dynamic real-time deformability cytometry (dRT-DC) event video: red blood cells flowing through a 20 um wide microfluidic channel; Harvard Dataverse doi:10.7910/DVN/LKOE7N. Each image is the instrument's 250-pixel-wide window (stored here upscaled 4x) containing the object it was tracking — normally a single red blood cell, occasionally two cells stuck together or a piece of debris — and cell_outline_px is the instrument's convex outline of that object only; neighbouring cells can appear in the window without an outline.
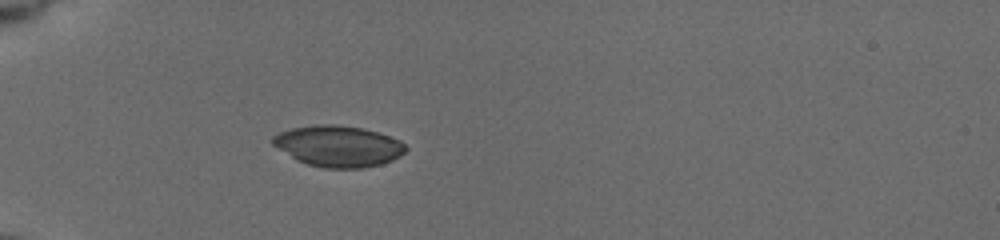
{"species": "common noctule bat (a hibernating species)", "species_latin": "Nyctalus noctula", "temperature_condition": "cold", "stored_images_in_passage": 38, "camera_frame_rate_fps": 3000, "um_per_image_px": 0.085, "animal": {"sex": "female", "body_mass_g": 19.5, "forearm_length_mm": 54.1}, "frame": {"image": 1, "passage_image": 1, "time_ms": 0.0, "image_size_px": [1000, 240], "cell_outline_px": [[408, 148], [400, 156], [392, 160], [380, 164], [364, 168], [324, 168], [308, 164], [296, 160], [272, 144], [272, 136], [280, 132], [292, 128], [316, 124], [332, 124], [360, 128], [376, 132], [400, 140]], "centroid_in_image_um": [28.74, 12.43], "position_along_channel_um": 56.3, "area_um2": 31.67}}
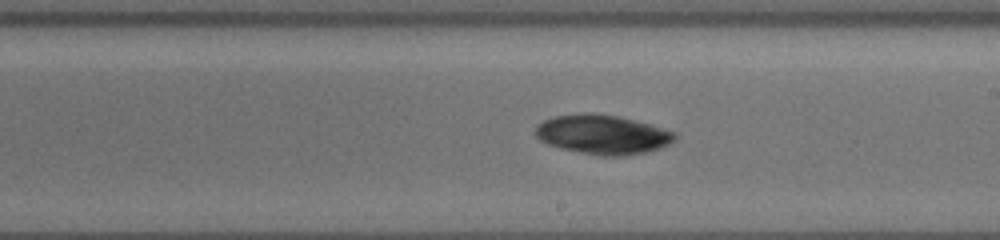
{"frame": {"image": 2, "passage_image": 17, "time_ms": 5.333, "image_size_px": [1000, 240], "cell_outline_px": [[676, 140], [660, 148], [644, 152], [620, 156], [600, 156], [560, 148], [548, 144], [540, 140], [536, 136], [536, 124], [544, 120], [556, 116], [576, 112], [592, 112], [616, 116], [648, 124], [676, 132]], "centroid_in_image_um": [51.19, 11.42], "position_along_channel_um": 237.8, "area_um2": 31.91}}
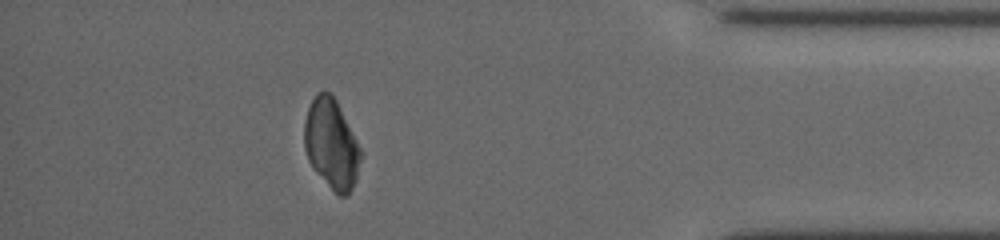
{"frame": {"image": 3, "passage_image": 33, "time_ms": 10.667, "image_size_px": [1000, 240], "cell_outline_px": [[360, 160], [356, 180], [348, 196], [340, 196], [312, 168], [308, 160], [304, 148], [304, 120], [308, 108], [316, 92], [328, 92], [336, 100], [360, 148]], "centroid_in_image_um": [28.14, 12.24], "position_along_channel_um": 407.1, "area_um2": 29.02}}